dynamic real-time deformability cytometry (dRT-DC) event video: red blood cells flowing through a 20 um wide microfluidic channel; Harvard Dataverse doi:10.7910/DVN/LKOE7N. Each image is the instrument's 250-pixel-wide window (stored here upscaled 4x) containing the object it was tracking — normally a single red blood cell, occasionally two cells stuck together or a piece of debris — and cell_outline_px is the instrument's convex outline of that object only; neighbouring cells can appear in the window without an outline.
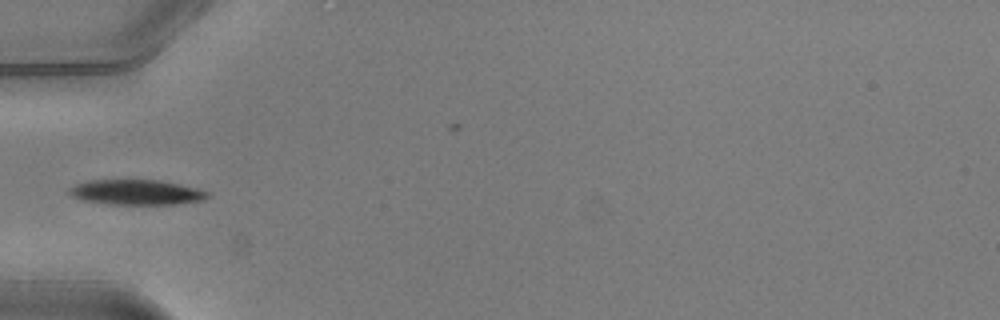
{"species": "common noctule bat (a hibernating species)", "species_latin": "Nyctalus noctula", "temperature_condition": "warm", "stored_images_in_passage": 35, "camera_frame_rate_fps": 3000, "um_per_image_px": 0.085, "animal": {"sex": "male", "body_mass_g": 20.5, "forearm_length_mm": 52.5}, "frame": {"image": 1, "passage_image": 1, "time_ms": 0.0, "image_size_px": [1000, 320], "cell_outline_px": [[208, 196], [204, 200], [172, 204], [108, 204], [80, 200], [72, 196], [68, 192], [68, 188], [76, 184], [88, 180], [160, 180], [180, 184], [196, 188], [208, 192]], "centroid_in_image_um": [11.54, 16.34], "position_along_channel_um": 73.5, "area_um2": 20.23}}
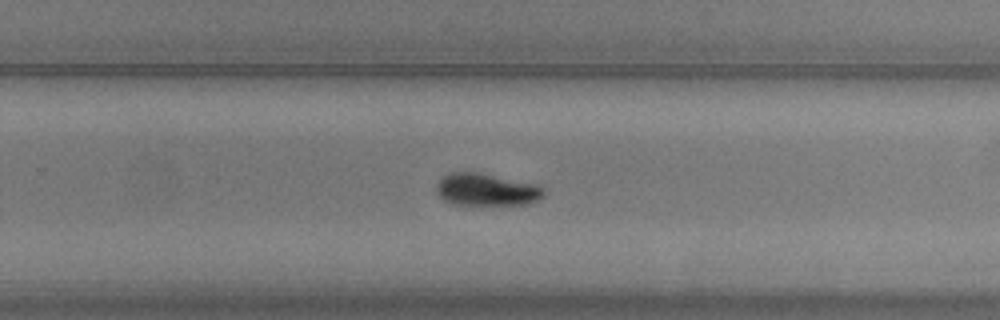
{"frame": {"image": 2, "passage_image": 17, "time_ms": 5.333, "image_size_px": [1000, 320], "cell_outline_px": [[544, 196], [528, 204], [452, 204], [444, 200], [436, 192], [436, 184], [448, 172], [476, 172], [540, 184], [544, 188]], "centroid_in_image_um": [41.36, 16.11], "position_along_channel_um": 288.4, "area_um2": 20.23}}
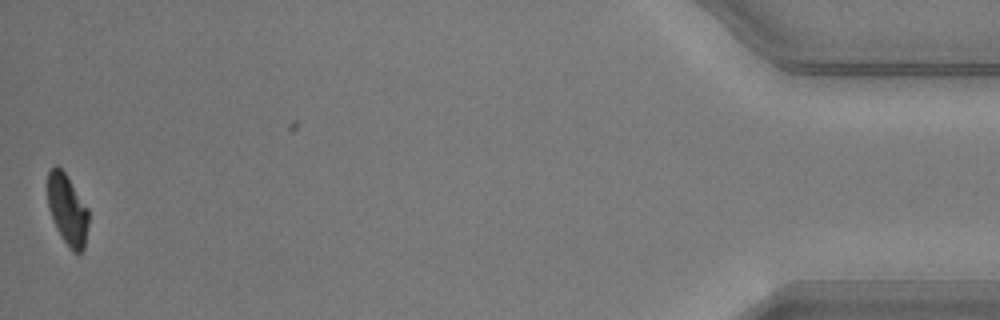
{"frame": {"image": 3, "passage_image": 34, "time_ms": 11.0, "image_size_px": [1000, 320], "cell_outline_px": [[88, 224], [84, 248], [80, 252], [72, 252], [60, 236], [52, 220], [48, 208], [48, 172], [56, 164], [64, 172], [88, 208]], "centroid_in_image_um": [5.72, 17.85], "position_along_channel_um": 429.5, "area_um2": 16.76}, "authors_computed_cell_mechanics": {"area_um2": 20.23, "velocity_mm_per_s": 4.0232, "shape_relaxation_time_tau1_ms": 2.8435, "shape_relaxation_time_tau2_ms": 6.3081, "deformation_change_tau1": 0.1231, "deformation_change_tau2": 0.1078}}